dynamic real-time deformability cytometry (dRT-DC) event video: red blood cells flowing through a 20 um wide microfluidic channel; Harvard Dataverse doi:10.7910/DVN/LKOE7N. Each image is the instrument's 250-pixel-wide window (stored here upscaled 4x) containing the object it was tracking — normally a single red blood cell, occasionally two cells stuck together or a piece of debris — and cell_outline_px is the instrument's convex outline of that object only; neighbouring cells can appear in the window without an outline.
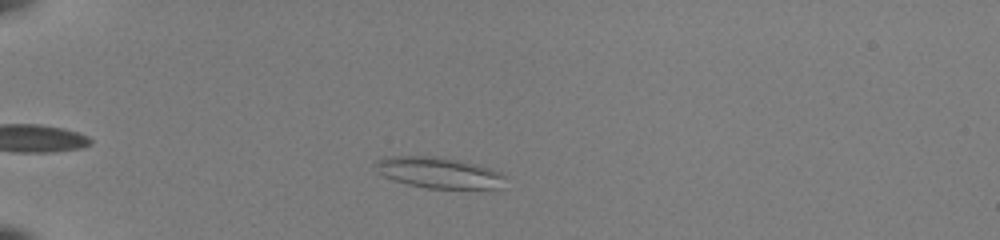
{"species": "common noctule bat (a hibernating species)", "species_latin": "Nyctalus noctula", "temperature_condition": "room temperature", "stored_images_in_passage": 44, "camera_frame_rate_fps": 3000, "um_per_image_px": 0.085, "animal": {"sex": "female", "body_mass_g": 22.0, "forearm_length_mm": 56.7}, "frame": {"image": 1, "passage_image": 7, "time_ms": 2.0, "image_size_px": [1000, 240], "cell_outline_px": [[508, 176], [504, 188], [428, 188], [408, 184], [384, 176], [376, 172], [372, 164], [376, 160], [384, 156], [436, 156], [476, 164], [492, 168]], "centroid_in_image_um": [37.31, 14.67], "position_along_channel_um": 47.7, "area_um2": 23.76}}
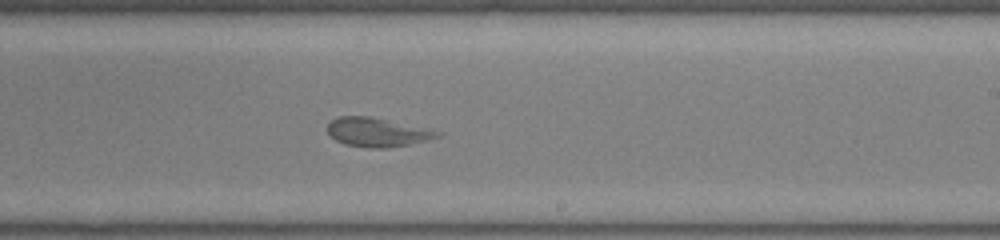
{"frame": {"image": 2, "passage_image": 26, "time_ms": 8.333, "image_size_px": [1000, 240], "cell_outline_px": [[444, 132], [440, 136], [428, 140], [388, 148], [368, 148], [344, 144], [336, 140], [328, 132], [328, 124], [332, 120], [340, 116], [372, 116], [432, 128]], "centroid_in_image_um": [32.15, 11.23], "position_along_channel_um": 256.9, "area_um2": 18.9}}
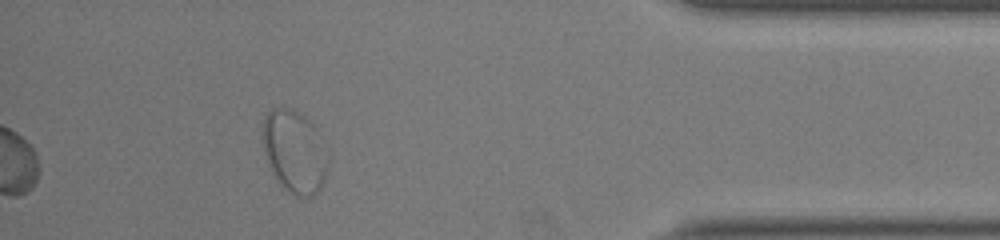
{"frame": {"image": 3, "passage_image": 40, "time_ms": 13.0, "image_size_px": [1000, 240], "cell_outline_px": [[328, 172], [320, 188], [312, 196], [300, 196], [284, 188], [276, 180], [268, 160], [264, 148], [264, 116], [272, 108], [292, 108], [304, 116], [316, 128], [328, 148]], "centroid_in_image_um": [25.09, 12.87], "position_along_channel_um": 410.1, "area_um2": 31.27}}